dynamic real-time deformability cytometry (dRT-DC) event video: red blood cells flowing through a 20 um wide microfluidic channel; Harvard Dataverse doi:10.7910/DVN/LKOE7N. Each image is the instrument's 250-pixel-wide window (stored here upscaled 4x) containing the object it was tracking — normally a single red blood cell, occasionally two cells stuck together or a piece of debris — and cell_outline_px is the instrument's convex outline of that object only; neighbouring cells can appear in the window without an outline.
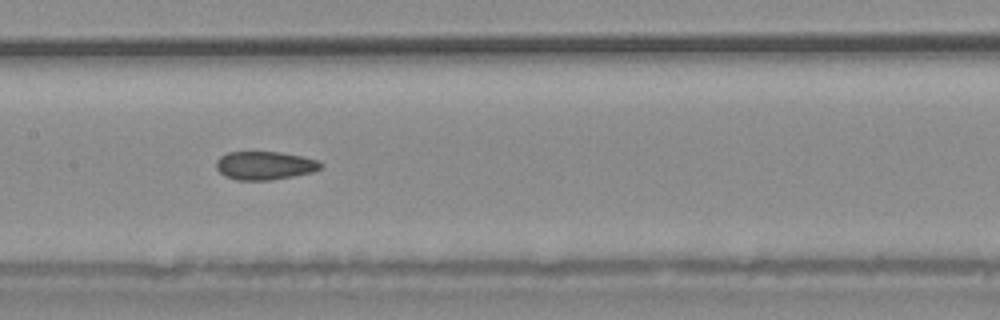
{"species": "common noctule bat (a hibernating species)", "species_latin": "Nyctalus noctula", "temperature_condition": "warm", "stored_images_in_passage": 33, "camera_frame_rate_fps": 3000, "um_per_image_px": 0.085, "animal": {"sex": "male", "body_mass_g": 20.4}, "frame": {"image": 1, "passage_image": 15, "time_ms": 4.667, "image_size_px": [1000, 320], "cell_outline_px": [[324, 164], [320, 168], [312, 172], [272, 180], [236, 180], [220, 172], [216, 168], [216, 160], [220, 156], [228, 152], [280, 152], [320, 160]], "centroid_in_image_um": [22.51, 14.06], "position_along_channel_um": 184.9, "area_um2": 17.22}}